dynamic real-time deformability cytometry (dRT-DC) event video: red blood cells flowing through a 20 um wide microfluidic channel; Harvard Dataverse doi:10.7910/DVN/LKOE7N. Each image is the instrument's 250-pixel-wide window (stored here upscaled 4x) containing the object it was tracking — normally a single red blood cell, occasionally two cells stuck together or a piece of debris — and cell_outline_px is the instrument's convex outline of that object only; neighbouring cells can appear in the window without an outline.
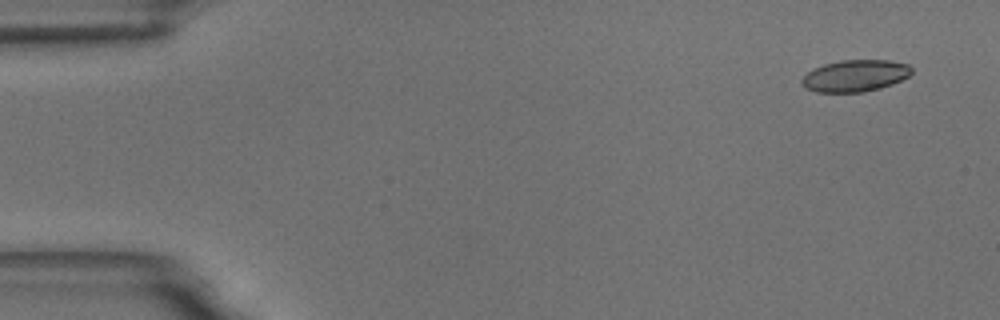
{"species": "common noctule bat (a hibernating species)", "species_latin": "Nyctalus noctula", "temperature_condition": "room temperature", "stored_images_in_passage": 5, "camera_frame_rate_fps": 3000, "um_per_image_px": 0.085, "animal": {"sex": "male", "body_mass_g": 18.8}, "frame": {"image": 1, "passage_image": 1, "time_ms": 0.0, "image_size_px": [1000, 320], "cell_outline_px": [[912, 72], [908, 76], [892, 84], [880, 88], [864, 92], [816, 92], [804, 88], [800, 80], [812, 68], [824, 64], [840, 60], [888, 60], [908, 64], [912, 68]], "centroid_in_image_um": [72.66, 6.44], "position_along_channel_um": 12.3, "area_um2": 20.4}}
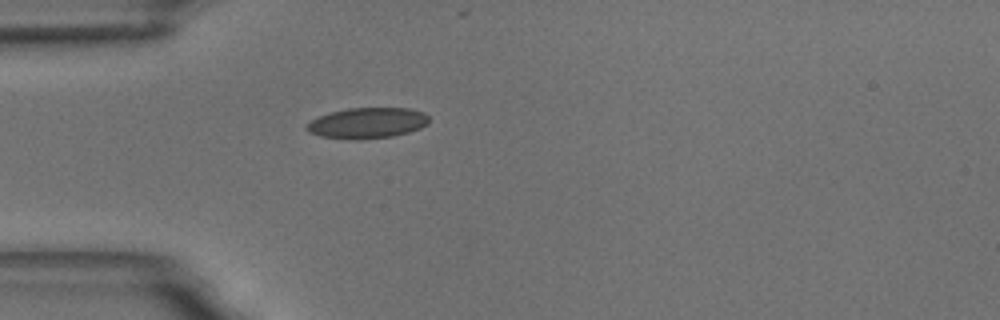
{"frame": {"image": 2, "passage_image": 5, "time_ms": 4.333, "image_size_px": [1000, 320], "cell_outline_px": [[428, 124], [420, 128], [408, 132], [392, 136], [360, 140], [320, 136], [308, 132], [304, 128], [312, 120], [320, 116], [332, 112], [348, 108], [408, 108], [424, 112], [428, 116]], "centroid_in_image_um": [31.23, 10.46], "position_along_channel_um": 53.8, "area_um2": 21.79}}